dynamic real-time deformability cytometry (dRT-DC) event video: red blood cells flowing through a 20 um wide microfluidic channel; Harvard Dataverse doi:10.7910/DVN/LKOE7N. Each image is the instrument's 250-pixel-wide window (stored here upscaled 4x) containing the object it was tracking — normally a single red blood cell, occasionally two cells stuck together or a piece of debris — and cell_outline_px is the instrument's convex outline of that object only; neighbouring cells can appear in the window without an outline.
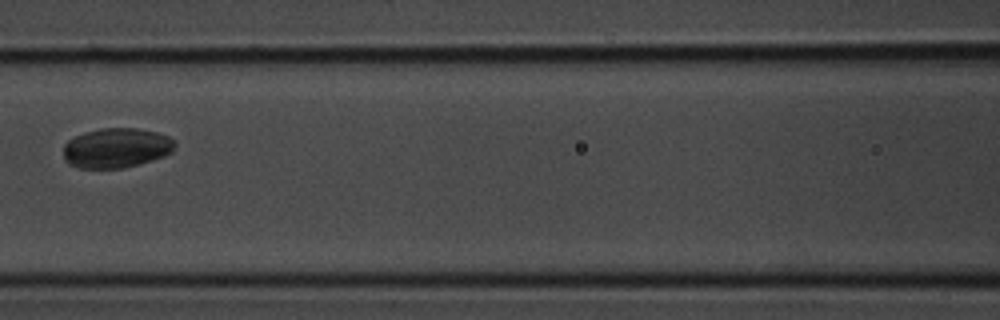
{"species": "common noctule bat (a hibernating species)", "species_latin": "Nyctalus noctula", "temperature_condition": "room temperature", "stored_images_in_passage": 5, "camera_frame_rate_fps": 3000, "um_per_image_px": 0.085, "animal": {"sex": "male", "body_mass_g": 20.1, "forearm_length_mm": 53.5}, "frame": {"image": 1, "passage_image": 5, "time_ms": 1.333, "image_size_px": [1000, 320], "cell_outline_px": [[176, 144], [172, 152], [164, 156], [152, 160], [120, 168], [80, 168], [68, 164], [64, 160], [64, 144], [68, 140], [84, 132], [100, 128], [136, 128], [156, 132], [168, 136]], "centroid_in_image_um": [9.86, 12.57], "position_along_channel_um": 156.7, "area_um2": 25.78}}